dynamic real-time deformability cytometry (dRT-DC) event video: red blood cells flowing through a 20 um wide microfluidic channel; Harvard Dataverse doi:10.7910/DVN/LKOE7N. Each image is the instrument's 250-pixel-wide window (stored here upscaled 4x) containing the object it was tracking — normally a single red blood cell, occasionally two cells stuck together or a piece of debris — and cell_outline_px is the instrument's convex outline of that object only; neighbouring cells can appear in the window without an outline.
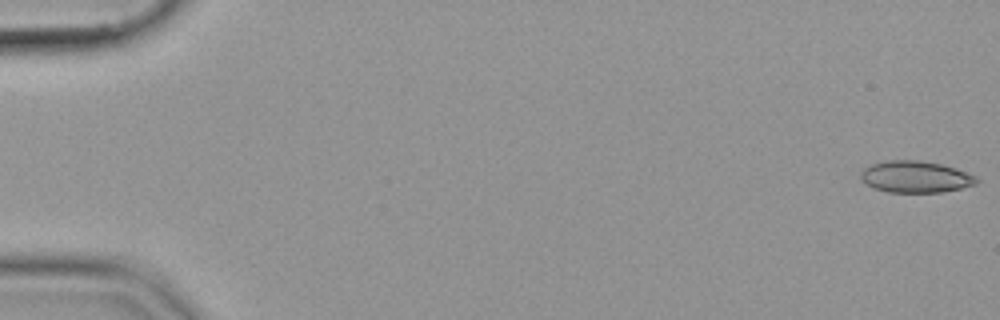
{"species": "common noctule bat (a hibernating species)", "species_latin": "Nyctalus noctula", "temperature_condition": "cold", "stored_images_in_passage": 55, "camera_frame_rate_fps": 3000, "um_per_image_px": 0.085, "animal": {"sex": "female", "body_mass_g": 19.9}, "frame": {"image": 1, "passage_image": 1, "time_ms": 0.0, "image_size_px": [1000, 320], "cell_outline_px": [[980, 180], [976, 184], [944, 192], [888, 192], [872, 188], [860, 176], [860, 172], [864, 168], [872, 164], [888, 160], [916, 160], [940, 164], [956, 168], [976, 176]], "centroid_in_image_um": [77.83, 15.03], "position_along_channel_um": 7.2, "area_um2": 21.27}}
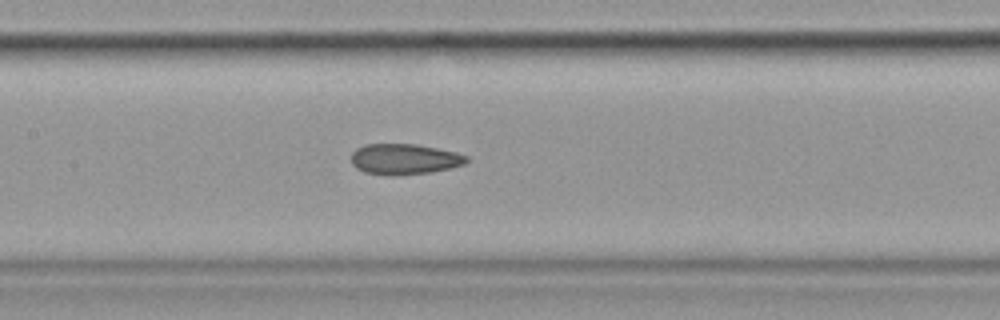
{"frame": {"image": 2, "passage_image": 27, "time_ms": 8.667, "image_size_px": [1000, 320], "cell_outline_px": [[468, 160], [464, 164], [448, 168], [428, 172], [364, 172], [356, 168], [352, 164], [352, 152], [356, 148], [364, 144], [416, 144], [456, 152], [468, 156]], "centroid_in_image_um": [34.37, 13.46], "position_along_channel_um": 173.0, "area_um2": 19.59}}
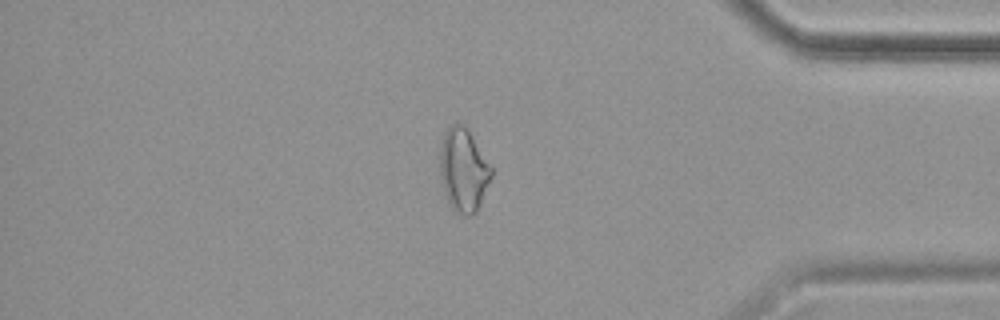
{"frame": {"image": 3, "passage_image": 47, "time_ms": 15.333, "image_size_px": [1000, 320], "cell_outline_px": [[492, 176], [476, 212], [472, 216], [464, 216], [452, 212], [444, 192], [440, 180], [440, 148], [444, 132], [452, 124], [464, 124], [468, 128], [492, 164]], "centroid_in_image_um": [39.4, 14.46], "position_along_channel_um": 395.8, "area_um2": 25.55}}